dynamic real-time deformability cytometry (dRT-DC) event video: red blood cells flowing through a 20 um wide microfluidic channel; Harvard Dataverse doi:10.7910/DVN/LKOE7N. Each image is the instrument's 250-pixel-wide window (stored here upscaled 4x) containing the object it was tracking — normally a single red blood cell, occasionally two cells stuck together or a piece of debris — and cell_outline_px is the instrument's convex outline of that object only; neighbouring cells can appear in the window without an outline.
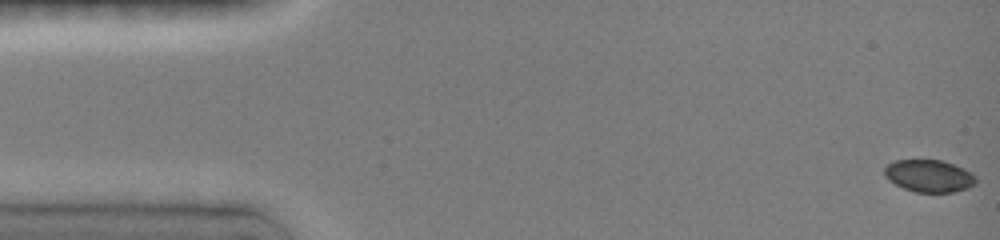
{"species": "common noctule bat (a hibernating species)", "species_latin": "Nyctalus noctula", "temperature_condition": "room temperature", "stored_images_in_passage": 51, "camera_frame_rate_fps": 3000, "um_per_image_px": 0.085, "animal": {"sex": "female", "body_mass_g": 19.0, "forearm_length_mm": 51.5}, "frame": {"image": 1, "passage_image": 1, "time_ms": 0.0, "image_size_px": [1000, 240], "cell_outline_px": [[976, 184], [968, 188], [952, 192], [916, 192], [904, 188], [888, 180], [884, 176], [884, 168], [888, 164], [896, 160], [944, 160], [964, 168], [972, 172], [976, 176]], "centroid_in_image_um": [78.99, 14.94], "position_along_channel_um": 6.0, "area_um2": 17.34}}
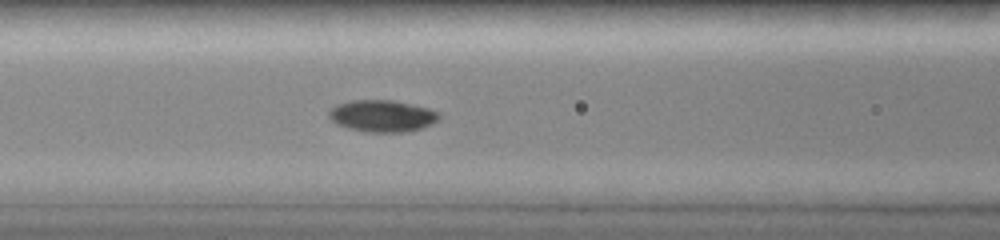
{"frame": {"image": 2, "passage_image": 15, "time_ms": 6.333, "image_size_px": [1000, 240], "cell_outline_px": [[440, 116], [432, 124], [408, 132], [364, 132], [348, 128], [336, 124], [328, 116], [328, 112], [336, 104], [352, 100], [392, 100], [428, 108], [440, 112]], "centroid_in_image_um": [32.47, 9.86], "position_along_channel_um": 134.1, "area_um2": 20.46}}
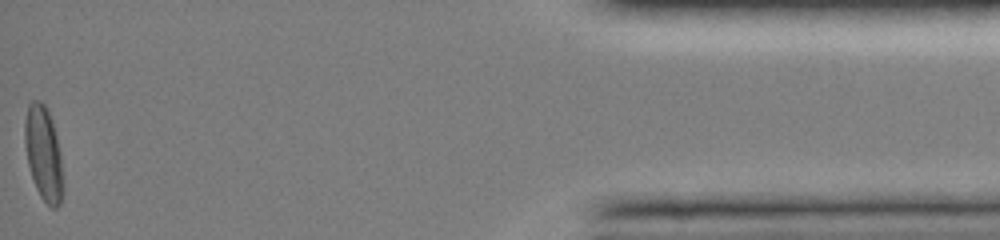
{"frame": {"image": 3, "passage_image": 50, "time_ms": 15.667, "image_size_px": [1000, 240], "cell_outline_px": [[64, 180], [60, 204], [56, 208], [52, 208], [40, 196], [36, 188], [28, 164], [24, 144], [24, 120], [28, 104], [32, 100], [40, 100], [48, 108], [52, 120], [60, 152]], "centroid_in_image_um": [3.69, 13.01], "position_along_channel_um": 431.5, "area_um2": 21.27}, "authors_computed_cell_mechanics": {"area_um2": 18.7272, "velocity_mm_per_s": 4.0437, "shape_relaxation_time_tau1_ms": 3.603, "shape_relaxation_time_tau2_ms": null, "deformation_change_tau1": 0.1483, "deformation_change_tau2": null}}